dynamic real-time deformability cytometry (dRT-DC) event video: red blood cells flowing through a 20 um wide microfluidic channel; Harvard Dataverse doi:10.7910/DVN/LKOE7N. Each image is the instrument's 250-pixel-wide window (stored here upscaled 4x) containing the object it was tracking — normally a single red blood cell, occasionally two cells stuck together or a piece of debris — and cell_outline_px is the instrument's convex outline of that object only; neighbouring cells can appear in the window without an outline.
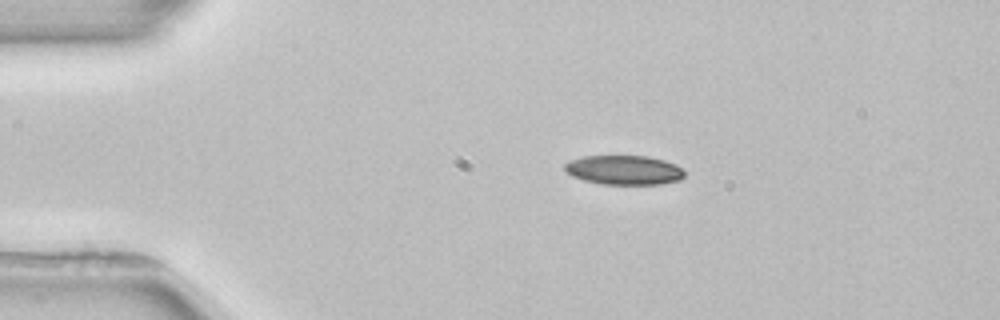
{"species": "common noctule bat (a hibernating species)", "species_latin": "Nyctalus noctula", "temperature_condition": "room temperature", "stored_images_in_passage": 2, "camera_frame_rate_fps": 3000, "um_per_image_px": 0.085, "animal": {"sex": "female", "body_mass_g": 22.7, "forearm_length_mm": 54.2}, "frame": {"image": 1, "passage_image": 1, "time_ms": 0.0, "image_size_px": [1000, 320], "cell_outline_px": [[684, 176], [680, 180], [660, 184], [600, 184], [584, 180], [572, 176], [564, 168], [564, 164], [580, 156], [648, 156], [664, 160], [676, 164], [684, 172]], "centroid_in_image_um": [53.04, 14.45], "position_along_channel_um": 32.0, "area_um2": 20.46}}